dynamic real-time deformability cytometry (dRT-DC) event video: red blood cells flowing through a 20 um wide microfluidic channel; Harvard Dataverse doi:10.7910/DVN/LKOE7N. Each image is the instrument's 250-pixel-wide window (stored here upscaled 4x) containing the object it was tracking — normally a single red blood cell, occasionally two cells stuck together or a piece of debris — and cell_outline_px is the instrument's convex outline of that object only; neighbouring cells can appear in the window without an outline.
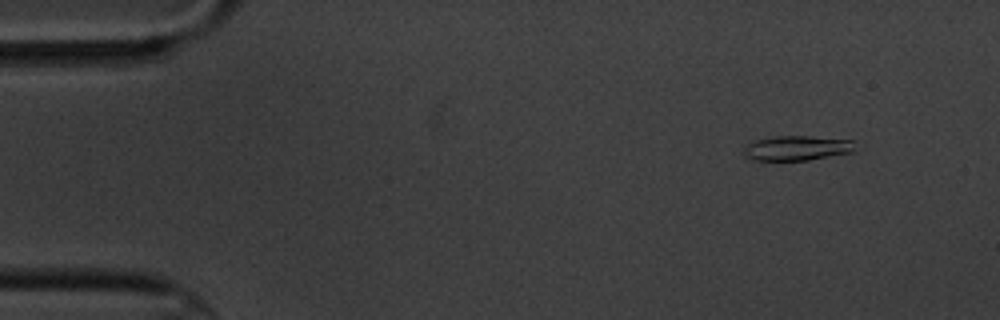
{"species": "common noctule bat (a hibernating species)", "species_latin": "Nyctalus noctula", "temperature_condition": "cold", "stored_images_in_passage": 4, "camera_frame_rate_fps": 3000, "um_per_image_px": 0.085, "animal": {"sex": "male", "body_mass_g": 20.1, "forearm_length_mm": 53.5}, "frame": {"image": 1, "passage_image": 2, "time_ms": 1.0, "image_size_px": [1000, 320], "cell_outline_px": [[856, 140], [852, 152], [808, 160], [752, 160], [744, 156], [744, 148], [748, 144], [756, 140], [776, 136], [812, 136]], "centroid_in_image_um": [67.75, 12.58], "position_along_channel_um": 17.2, "area_um2": 16.07}}